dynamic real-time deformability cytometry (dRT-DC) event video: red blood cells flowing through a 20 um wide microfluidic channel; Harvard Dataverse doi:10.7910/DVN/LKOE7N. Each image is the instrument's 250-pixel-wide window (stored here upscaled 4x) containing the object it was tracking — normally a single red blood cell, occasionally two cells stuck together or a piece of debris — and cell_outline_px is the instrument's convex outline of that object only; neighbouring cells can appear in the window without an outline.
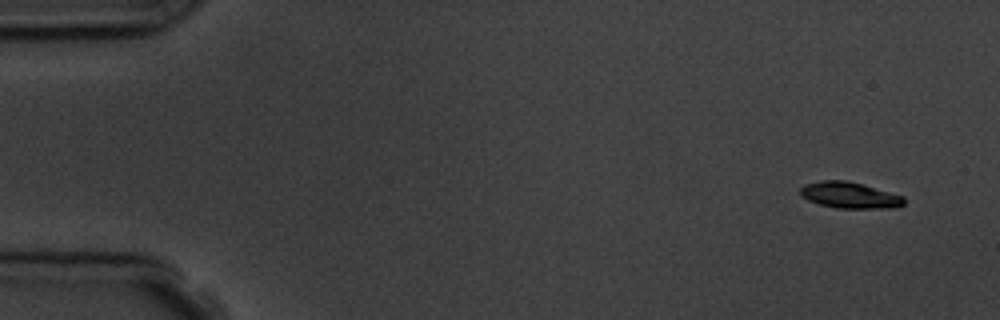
{"species": "common noctule bat (a hibernating species)", "species_latin": "Nyctalus noctula", "temperature_condition": "room temperature", "stored_images_in_passage": 9, "camera_frame_rate_fps": 3000, "um_per_image_px": 0.085, "animal": {"sex": "male", "body_mass_g": 19.5, "forearm_length_mm": 54.6}, "frame": {"image": 1, "passage_image": 1, "time_ms": 0.0, "image_size_px": [1000, 320], "cell_outline_px": [[904, 204], [892, 208], [836, 208], [820, 204], [808, 200], [800, 196], [800, 188], [804, 184], [820, 180], [844, 180], [864, 184], [904, 196]], "centroid_in_image_um": [72.2, 16.58], "position_along_channel_um": 12.8, "area_um2": 15.95}}